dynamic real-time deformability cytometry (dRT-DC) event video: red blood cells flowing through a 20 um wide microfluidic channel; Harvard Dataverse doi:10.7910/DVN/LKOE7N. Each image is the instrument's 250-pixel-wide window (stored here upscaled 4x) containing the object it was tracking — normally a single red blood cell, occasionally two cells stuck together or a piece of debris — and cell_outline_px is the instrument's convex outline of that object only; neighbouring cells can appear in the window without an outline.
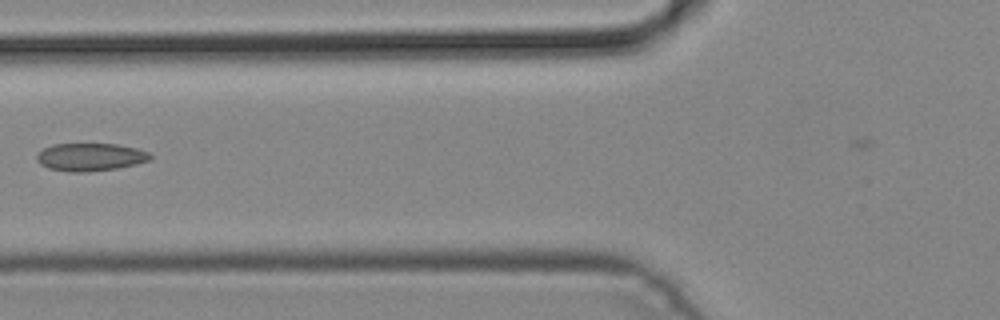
{"species": "common noctule bat (a hibernating species)", "species_latin": "Nyctalus noctula", "temperature_condition": "cold", "stored_images_in_passage": 7, "camera_frame_rate_fps": 3000, "um_per_image_px": 0.085, "animal": {"sex": "male", "body_mass_g": 19.2, "forearm_length_mm": 51.8}, "frame": {"image": 1, "passage_image": 6, "time_ms": 1.667, "image_size_px": [1000, 320], "cell_outline_px": [[152, 160], [136, 164], [116, 168], [88, 172], [72, 172], [48, 168], [40, 164], [36, 160], [36, 156], [44, 148], [52, 144], [116, 144], [136, 148], [148, 152], [152, 156]], "centroid_in_image_um": [7.68, 13.35], "position_along_channel_um": 118.1, "area_um2": 18.38}}
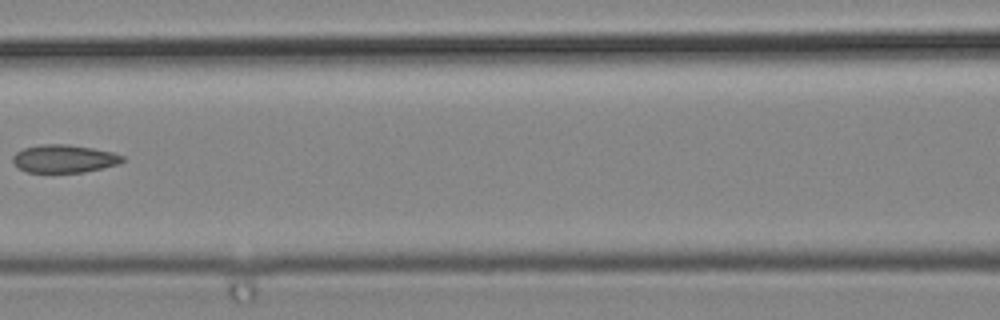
{"frame": {"image": 2, "passage_image": 7, "time_ms": 2.0, "image_size_px": [1000, 320], "cell_outline_px": [[124, 160], [120, 164], [84, 172], [28, 172], [20, 168], [12, 160], [12, 156], [16, 152], [24, 148], [40, 144], [68, 144], [92, 148], [112, 152], [124, 156]], "centroid_in_image_um": [5.47, 13.48], "position_along_channel_um": 161.1, "area_um2": 17.8}}